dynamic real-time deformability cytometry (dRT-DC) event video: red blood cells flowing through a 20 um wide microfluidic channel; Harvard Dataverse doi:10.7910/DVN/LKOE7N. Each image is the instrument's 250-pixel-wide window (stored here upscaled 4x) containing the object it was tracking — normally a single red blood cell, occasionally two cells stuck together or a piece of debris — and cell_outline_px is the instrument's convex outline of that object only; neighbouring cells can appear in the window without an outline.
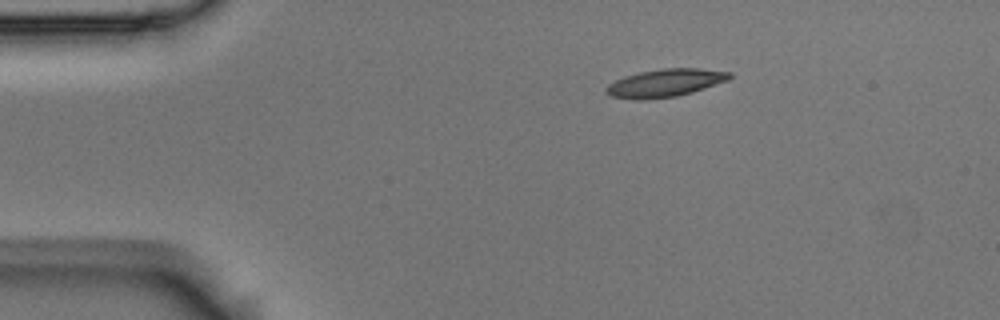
{"species": "Egyptian fruit bat (a non-hibernating species)", "species_latin": "Rousettus aegyptiacus", "temperature_condition": "room temperature", "stored_images_in_passage": 3, "camera_frame_rate_fps": 3000, "um_per_image_px": 0.085, "animal": {"sex": "male"}, "frame": {"image": 1, "passage_image": 1, "time_ms": 0.0, "image_size_px": [1000, 320], "cell_outline_px": [[732, 76], [728, 80], [692, 92], [676, 96], [640, 100], [636, 100], [612, 96], [604, 88], [608, 84], [624, 76], [640, 72], [664, 68], [700, 68], [732, 72]], "centroid_in_image_um": [56.55, 7.04], "position_along_channel_um": 28.4, "area_um2": 19.88}}
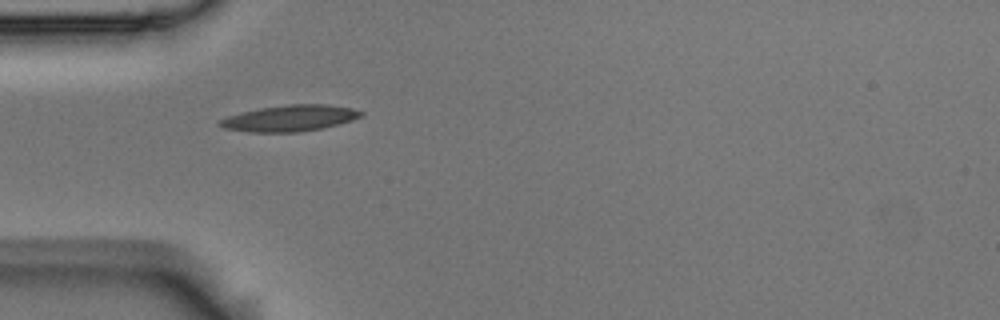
{"frame": {"image": 2, "passage_image": 3, "time_ms": 0.667, "image_size_px": [1000, 320], "cell_outline_px": [[364, 116], [352, 120], [320, 128], [300, 132], [248, 132], [224, 128], [216, 124], [220, 120], [228, 116], [240, 112], [260, 108], [288, 104], [328, 104], [352, 108], [364, 112]], "centroid_in_image_um": [24.63, 10.04], "position_along_channel_um": 60.4, "area_um2": 21.56}}